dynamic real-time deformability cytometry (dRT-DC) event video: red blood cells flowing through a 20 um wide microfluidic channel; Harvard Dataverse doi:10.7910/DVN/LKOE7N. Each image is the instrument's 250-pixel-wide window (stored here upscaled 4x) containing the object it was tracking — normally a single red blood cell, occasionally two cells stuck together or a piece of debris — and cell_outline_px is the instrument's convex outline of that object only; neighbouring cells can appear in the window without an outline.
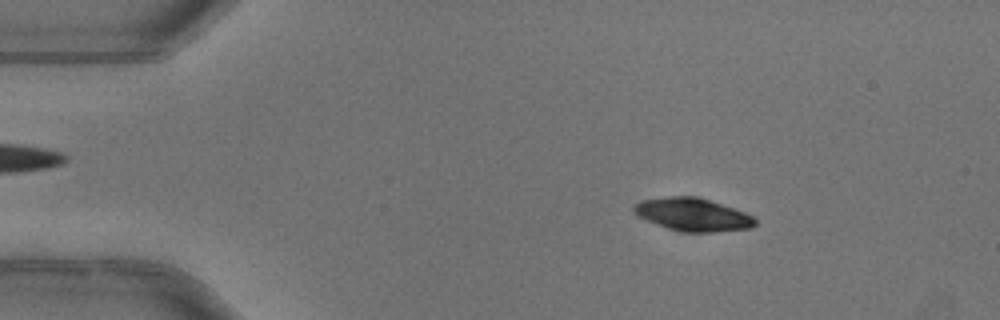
{"species": "common noctule bat (a hibernating species)", "species_latin": "Nyctalus noctula", "temperature_condition": "warm", "stored_images_in_passage": 4, "camera_frame_rate_fps": 3000, "um_per_image_px": 0.085, "animal": {"sex": "female"}, "frame": {"image": 1, "passage_image": 2, "time_ms": 0.333, "image_size_px": [1000, 320], "cell_outline_px": [[756, 224], [752, 228], [712, 232], [688, 232], [668, 228], [656, 224], [640, 216], [632, 208], [640, 200], [664, 196], [696, 196], [744, 212], [752, 216], [756, 220]], "centroid_in_image_um": [58.89, 18.23], "position_along_channel_um": 26.1, "area_um2": 22.89}}
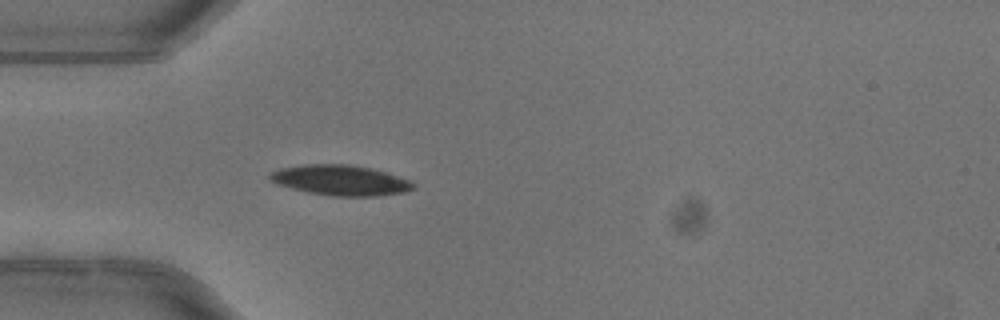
{"frame": {"image": 2, "passage_image": 4, "time_ms": 1.0, "image_size_px": [1000, 320], "cell_outline_px": [[416, 188], [404, 192], [376, 196], [332, 196], [308, 192], [292, 188], [280, 184], [272, 180], [268, 176], [272, 172], [280, 168], [304, 164], [352, 164], [372, 168], [408, 180]], "centroid_in_image_um": [28.94, 15.31], "position_along_channel_um": 56.1, "area_um2": 25.03}}